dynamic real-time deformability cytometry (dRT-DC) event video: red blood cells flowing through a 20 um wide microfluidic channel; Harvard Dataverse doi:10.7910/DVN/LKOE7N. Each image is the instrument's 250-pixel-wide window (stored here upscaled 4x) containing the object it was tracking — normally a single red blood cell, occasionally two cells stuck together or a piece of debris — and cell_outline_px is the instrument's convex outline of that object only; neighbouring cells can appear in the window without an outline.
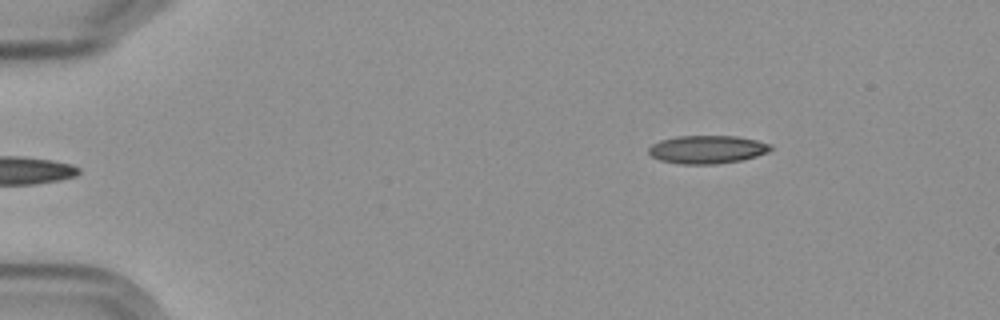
{"species": "Egyptian fruit bat (a non-hibernating species)", "species_latin": "Rousettus aegyptiacus", "temperature_condition": "cold", "stored_images_in_passage": 2, "camera_frame_rate_fps": 3000, "um_per_image_px": 0.085, "frame": {"image": 1, "passage_image": 2, "time_ms": 1.333, "image_size_px": [1000, 320], "cell_outline_px": [[772, 148], [768, 152], [756, 156], [740, 160], [712, 164], [680, 164], [660, 160], [652, 156], [648, 152], [648, 148], [652, 144], [660, 140], [676, 136], [736, 136], [756, 140], [772, 144]], "centroid_in_image_um": [60.1, 12.7], "position_along_channel_um": 24.9, "area_um2": 19.94}}